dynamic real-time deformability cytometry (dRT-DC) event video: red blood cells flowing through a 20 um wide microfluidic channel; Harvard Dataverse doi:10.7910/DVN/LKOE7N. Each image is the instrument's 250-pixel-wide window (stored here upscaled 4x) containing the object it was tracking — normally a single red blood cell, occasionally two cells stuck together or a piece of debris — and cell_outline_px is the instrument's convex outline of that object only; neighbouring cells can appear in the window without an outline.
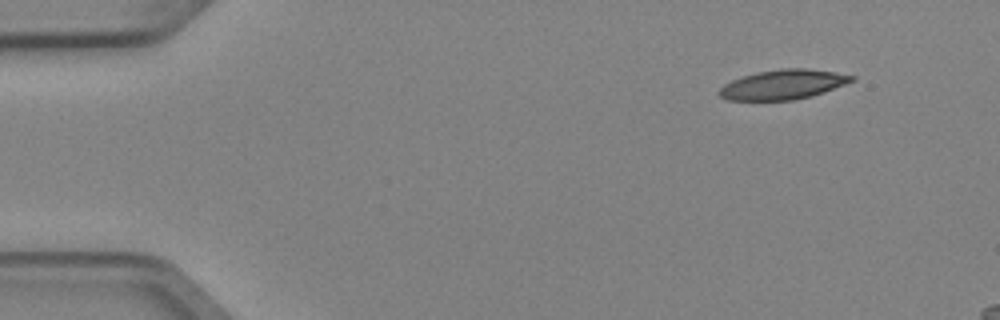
{"species": "Egyptian fruit bat (a non-hibernating species)", "species_latin": "Rousettus aegyptiacus", "temperature_condition": "cold", "stored_images_in_passage": 4, "camera_frame_rate_fps": 3000, "um_per_image_px": 0.085, "animal": {"sex": "female"}, "frame": {"image": 1, "passage_image": 4, "time_ms": 1.0, "image_size_px": [1000, 320], "cell_outline_px": [[856, 80], [824, 92], [812, 96], [792, 100], [728, 100], [720, 96], [716, 92], [724, 84], [732, 80], [756, 72], [780, 68], [804, 68], [836, 72], [856, 76]], "centroid_in_image_um": [66.57, 7.18], "position_along_channel_um": 18.4, "area_um2": 23.0}}